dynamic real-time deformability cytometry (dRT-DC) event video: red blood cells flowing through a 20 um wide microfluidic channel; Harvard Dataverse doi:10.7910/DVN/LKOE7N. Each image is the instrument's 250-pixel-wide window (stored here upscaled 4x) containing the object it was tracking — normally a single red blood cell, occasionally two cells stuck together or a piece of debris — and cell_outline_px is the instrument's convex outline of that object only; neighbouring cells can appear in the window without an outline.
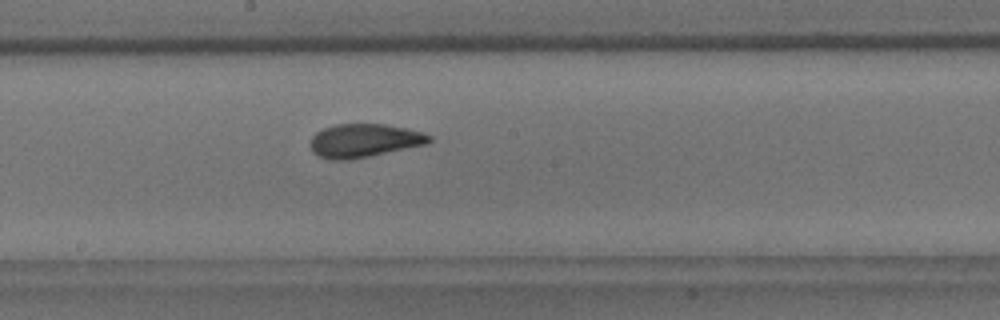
{"species": "common noctule bat (a hibernating species)", "species_latin": "Nyctalus noctula", "temperature_condition": "room temperature", "stored_images_in_passage": 40, "camera_frame_rate_fps": 3000, "um_per_image_px": 0.085, "animal": {"sex": "male", "body_mass_g": 18.8}, "frame": {"image": 1, "passage_image": 17, "time_ms": 5.333, "image_size_px": [1000, 320], "cell_outline_px": [[432, 140], [428, 144], [348, 160], [328, 160], [316, 156], [312, 152], [308, 144], [312, 136], [316, 132], [324, 128], [336, 124], [384, 124], [408, 128], [424, 132], [432, 136]], "centroid_in_image_um": [30.93, 11.95], "position_along_channel_um": 217.3, "area_um2": 23.52}}
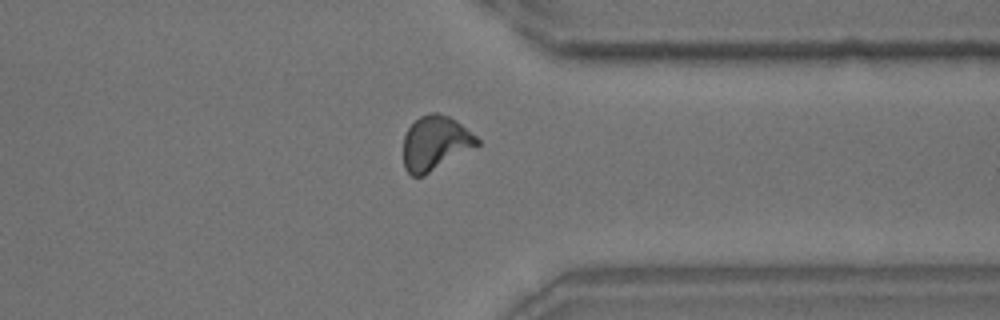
{"frame": {"image": 2, "passage_image": 30, "time_ms": 9.667, "image_size_px": [1000, 320], "cell_outline_px": [[480, 144], [424, 176], [412, 176], [404, 168], [404, 136], [408, 128], [420, 116], [428, 112], [436, 112], [448, 116], [456, 120], [476, 136], [480, 140]], "centroid_in_image_um": [36.99, 12.16], "position_along_channel_um": 374.4, "area_um2": 23.29}}
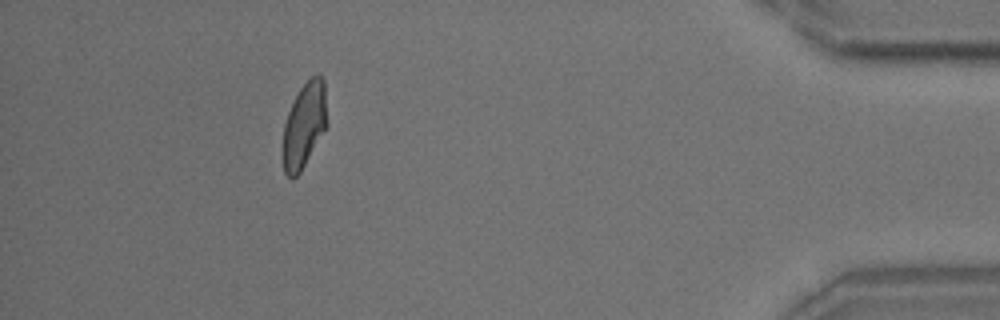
{"frame": {"image": 3, "passage_image": 37, "time_ms": 12.0, "image_size_px": [1000, 320], "cell_outline_px": [[328, 124], [300, 172], [292, 180], [284, 172], [280, 156], [280, 148], [284, 124], [288, 112], [300, 88], [312, 76], [320, 72], [324, 80]], "centroid_in_image_um": [25.83, 10.67], "position_along_channel_um": 409.4, "area_um2": 22.48}}